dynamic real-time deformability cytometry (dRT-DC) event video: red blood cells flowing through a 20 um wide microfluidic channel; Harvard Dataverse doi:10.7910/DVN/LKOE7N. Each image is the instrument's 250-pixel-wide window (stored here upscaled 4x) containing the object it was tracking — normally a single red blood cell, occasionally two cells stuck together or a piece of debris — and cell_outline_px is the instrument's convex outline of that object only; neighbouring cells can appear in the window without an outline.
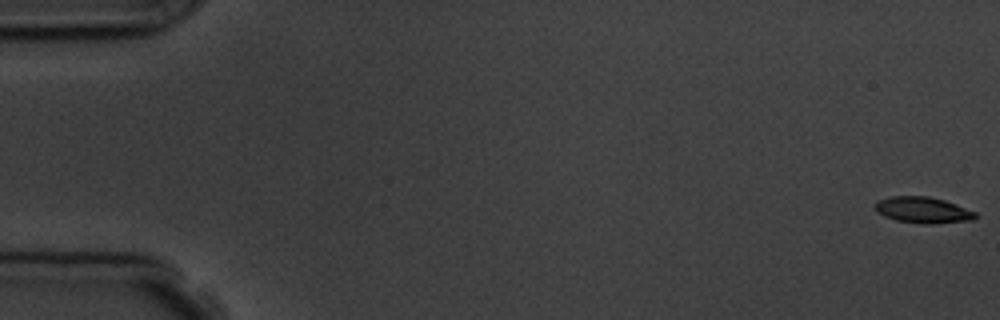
{"species": "common noctule bat (a hibernating species)", "species_latin": "Nyctalus noctula", "temperature_condition": "room temperature", "stored_images_in_passage": 7, "camera_frame_rate_fps": 3000, "um_per_image_px": 0.085, "animal": {"sex": "male", "body_mass_g": 19.5, "forearm_length_mm": 54.6}, "frame": {"image": 1, "passage_image": 1, "time_ms": 0.0, "image_size_px": [1000, 320], "cell_outline_px": [[976, 216], [972, 220], [932, 224], [928, 224], [896, 220], [884, 216], [876, 212], [876, 200], [892, 196], [928, 196], [944, 200], [956, 204], [976, 212]], "centroid_in_image_um": [78.43, 17.85], "position_along_channel_um": 6.6, "area_um2": 15.2}}
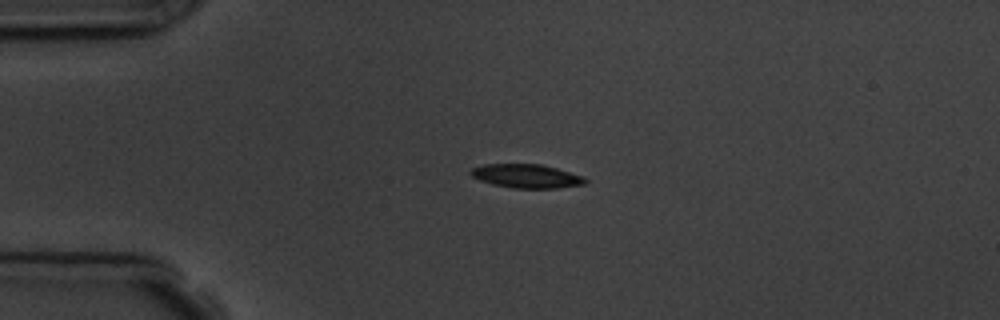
{"frame": {"image": 2, "passage_image": 5, "time_ms": 4.333, "image_size_px": [1000, 320], "cell_outline_px": [[588, 184], [556, 188], [512, 188], [492, 184], [480, 180], [472, 176], [468, 172], [472, 168], [484, 164], [540, 164], [556, 168], [584, 176], [588, 180]], "centroid_in_image_um": [44.77, 14.97], "position_along_channel_um": 40.2, "area_um2": 15.95}}